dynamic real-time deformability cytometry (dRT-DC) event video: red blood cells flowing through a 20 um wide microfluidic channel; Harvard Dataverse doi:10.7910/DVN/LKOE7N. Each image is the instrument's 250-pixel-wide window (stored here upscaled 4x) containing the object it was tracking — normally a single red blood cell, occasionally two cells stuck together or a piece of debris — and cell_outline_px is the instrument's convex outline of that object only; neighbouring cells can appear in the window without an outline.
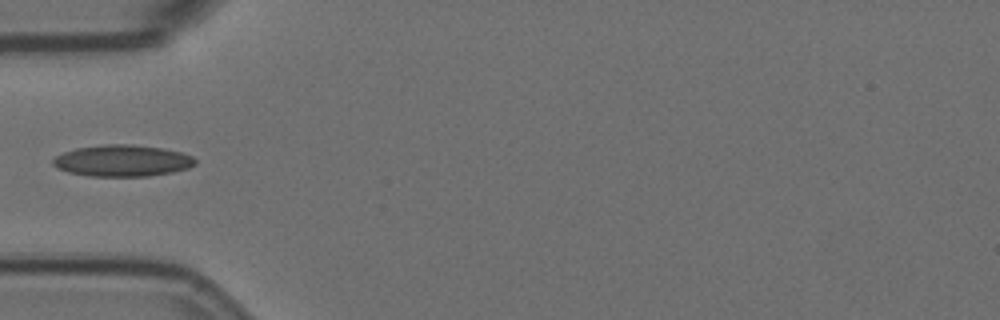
{"species": "Egyptian fruit bat (a non-hibernating species)", "species_latin": "Rousettus aegyptiacus", "temperature_condition": "room temperature", "stored_images_in_passage": 6, "camera_frame_rate_fps": 3000, "um_per_image_px": 0.085, "animal": {"sex": "female"}, "frame": {"image": 1, "passage_image": 6, "time_ms": 1.667, "image_size_px": [1000, 320], "cell_outline_px": [[196, 164], [188, 168], [172, 172], [148, 176], [88, 176], [68, 172], [56, 168], [52, 164], [52, 160], [56, 156], [64, 152], [76, 148], [104, 144], [132, 144], [164, 148], [180, 152], [192, 156], [196, 160]], "centroid_in_image_um": [10.39, 13.65], "position_along_channel_um": 74.6, "area_um2": 26.24}}